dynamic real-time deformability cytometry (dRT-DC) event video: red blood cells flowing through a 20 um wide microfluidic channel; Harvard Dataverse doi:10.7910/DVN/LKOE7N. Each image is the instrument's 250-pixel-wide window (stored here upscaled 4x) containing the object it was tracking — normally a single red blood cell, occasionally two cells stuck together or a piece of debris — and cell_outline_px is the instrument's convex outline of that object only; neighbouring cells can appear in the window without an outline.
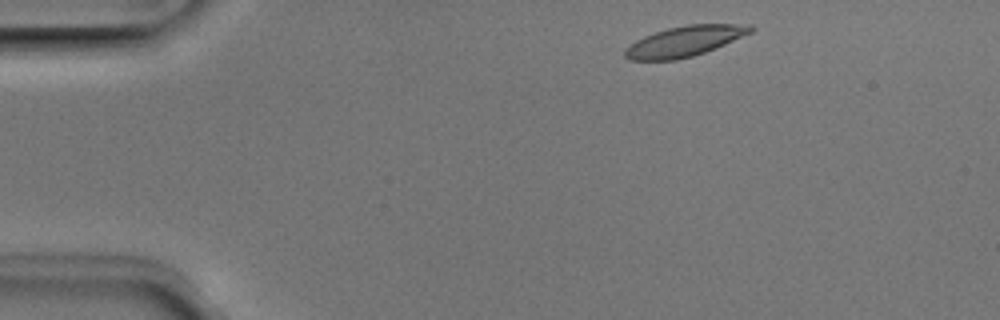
{"species": "Egyptian fruit bat (a non-hibernating species)", "species_latin": "Rousettus aegyptiacus", "temperature_condition": "room temperature", "stored_images_in_passage": 44, "camera_frame_rate_fps": 3000, "um_per_image_px": 0.085, "animal": {"sex": "male"}, "frame": {"image": 1, "passage_image": 1, "time_ms": 0.0, "image_size_px": [1000, 320], "cell_outline_px": [[756, 28], [752, 32], [716, 48], [692, 56], [676, 60], [628, 60], [624, 56], [624, 48], [636, 40], [644, 36], [668, 28], [688, 24], [752, 24]], "centroid_in_image_um": [58.2, 3.5], "position_along_channel_um": 26.8, "area_um2": 22.31}}
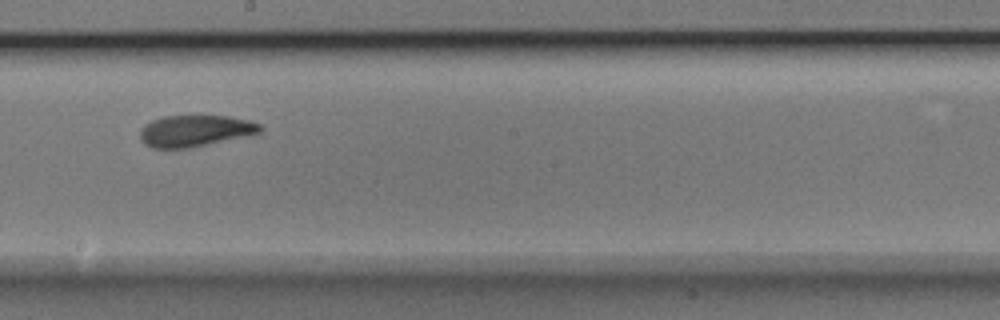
{"frame": {"image": 2, "passage_image": 22, "time_ms": 7.0, "image_size_px": [1000, 320], "cell_outline_px": [[264, 128], [260, 132], [248, 136], [192, 148], [152, 148], [144, 144], [140, 140], [140, 128], [144, 124], [152, 120], [164, 116], [228, 116], [248, 120], [260, 124]], "centroid_in_image_um": [16.58, 11.13], "position_along_channel_um": 231.6, "area_um2": 22.31}}
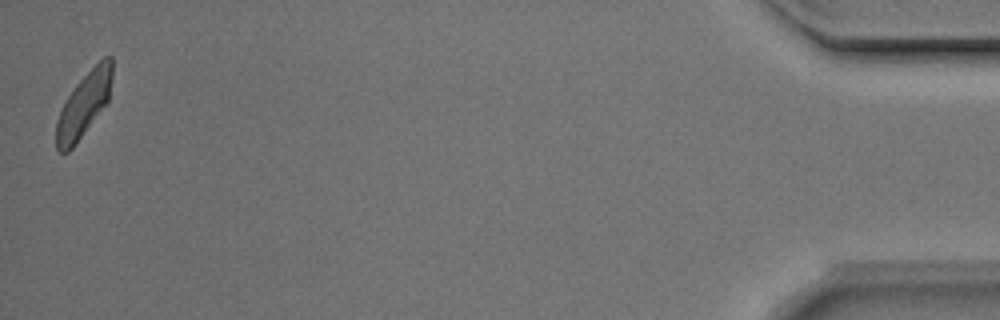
{"frame": {"image": 3, "passage_image": 44, "time_ms": 14.333, "image_size_px": [1000, 320], "cell_outline_px": [[112, 76], [108, 100], [72, 148], [68, 152], [60, 152], [56, 148], [56, 120], [68, 96], [76, 84], [104, 56], [112, 56]], "centroid_in_image_um": [7.12, 8.88], "position_along_channel_um": 428.1, "area_um2": 20.29}, "authors_computed_cell_mechanics": {"area_um2": 22.3108, "velocity_mm_per_s": 3.916, "shape_relaxation_time_tau1_ms": 2.8507, "shape_relaxation_time_tau2_ms": 4.5047, "deformation_change_tau1": 0.1235, "deformation_change_tau2": 0.0717}}